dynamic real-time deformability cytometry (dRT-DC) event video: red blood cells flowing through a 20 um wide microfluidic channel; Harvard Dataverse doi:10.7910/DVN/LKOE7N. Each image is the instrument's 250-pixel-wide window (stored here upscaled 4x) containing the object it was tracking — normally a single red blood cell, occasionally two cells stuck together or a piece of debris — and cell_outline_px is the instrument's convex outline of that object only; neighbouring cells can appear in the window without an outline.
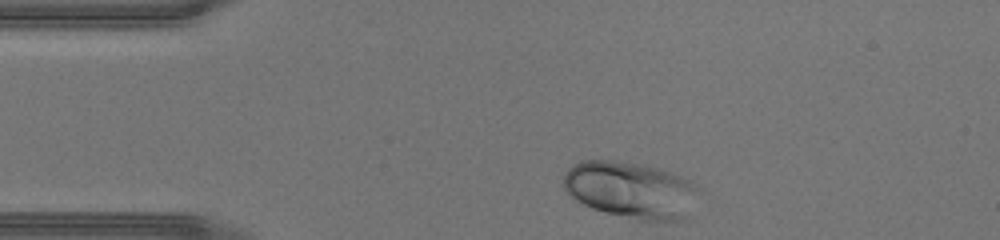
{"species": "human", "species_latin": "Homo sapiens", "temperature_condition": "warm", "stored_images_in_passage": 28, "camera_frame_rate_fps": 3000, "um_per_image_px": 0.085, "donor": {"sex": "male"}, "frame": {"image": 1, "passage_image": 1, "time_ms": 0.0, "image_size_px": [1000, 240], "cell_outline_px": [[700, 188], [684, 216], [680, 220], [636, 220], [604, 212], [592, 208], [576, 200], [564, 188], [564, 172], [572, 164], [584, 160], [612, 160], [648, 164], [672, 172], [696, 184]], "centroid_in_image_um": [53.58, 16.11], "position_along_channel_um": 31.4, "area_um2": 44.51}}
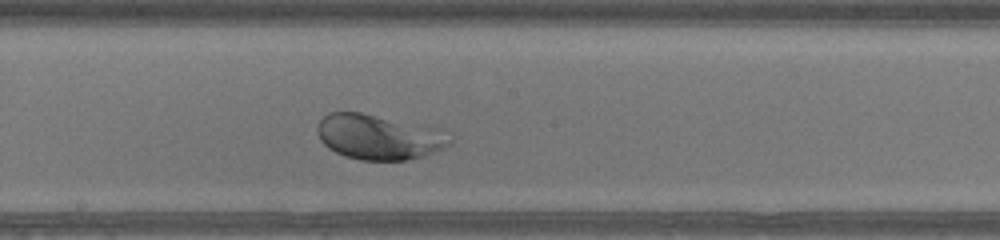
{"frame": {"image": 2, "passage_image": 16, "time_ms": 5.0, "image_size_px": [1000, 240], "cell_outline_px": [[452, 144], [424, 156], [404, 160], [360, 160], [344, 156], [328, 148], [320, 140], [316, 132], [316, 124], [328, 112], [360, 112], [448, 128], [452, 132]], "centroid_in_image_um": [32.29, 11.61], "position_along_channel_um": 215.9, "area_um2": 35.95}}
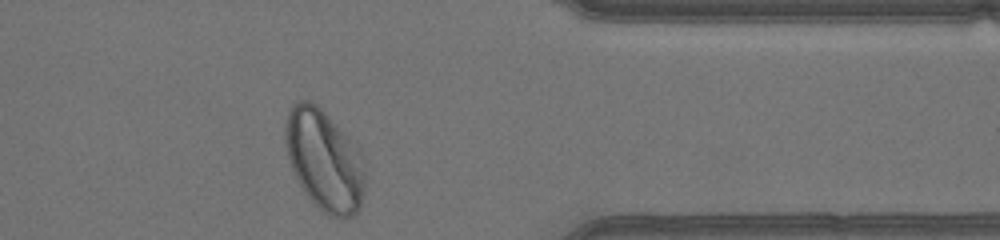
{"frame": {"image": 3, "passage_image": 28, "time_ms": 9.0, "image_size_px": [1000, 240], "cell_outline_px": [[364, 188], [360, 208], [352, 216], [344, 220], [340, 220], [328, 216], [304, 192], [288, 160], [284, 140], [284, 124], [288, 112], [292, 104], [296, 100], [312, 100], [324, 112], [356, 148], [364, 164]], "centroid_in_image_um": [27.53, 13.64], "position_along_channel_um": 383.9, "area_um2": 46.59}}